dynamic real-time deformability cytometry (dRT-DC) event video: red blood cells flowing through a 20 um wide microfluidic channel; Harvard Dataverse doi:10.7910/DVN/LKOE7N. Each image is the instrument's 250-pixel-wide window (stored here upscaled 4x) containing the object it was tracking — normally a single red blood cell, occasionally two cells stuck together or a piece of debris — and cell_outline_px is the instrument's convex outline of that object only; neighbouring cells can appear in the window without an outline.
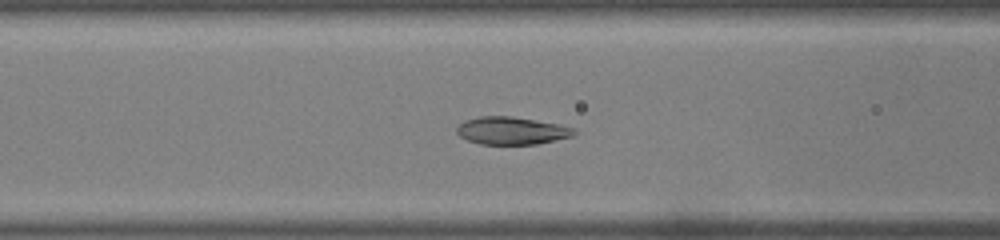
{"species": "common noctule bat (a hibernating species)", "species_latin": "Nyctalus noctula", "temperature_condition": "warm", "stored_images_in_passage": 48, "camera_frame_rate_fps": 3000, "um_per_image_px": 0.085, "animal": {"sex": "male", "body_mass_g": 19.0, "forearm_length_mm": 50.8}, "frame": {"image": 1, "passage_image": 19, "time_ms": 6.0, "image_size_px": [1000, 240], "cell_outline_px": [[576, 132], [572, 136], [536, 144], [480, 144], [468, 140], [460, 136], [456, 132], [456, 128], [464, 120], [480, 116], [512, 116], [560, 124], [576, 128]], "centroid_in_image_um": [43.49, 11.1], "position_along_channel_um": 123.1, "area_um2": 18.9}}
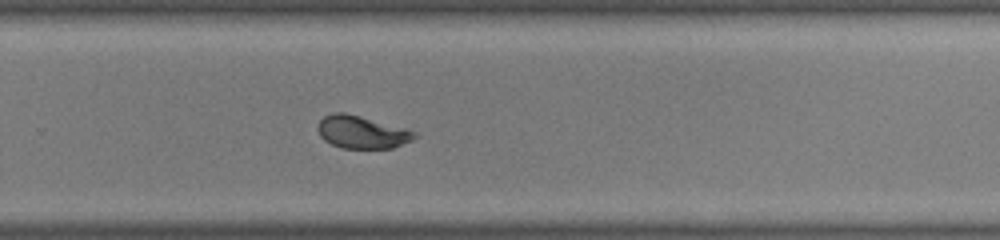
{"frame": {"image": 2, "passage_image": 32, "time_ms": 10.333, "image_size_px": [1000, 240], "cell_outline_px": [[420, 136], [412, 140], [392, 148], [340, 148], [324, 140], [320, 136], [316, 128], [320, 120], [324, 116], [332, 112], [344, 112], [408, 128], [416, 132]], "centroid_in_image_um": [30.77, 11.22], "position_along_channel_um": 299.0, "area_um2": 18.67}}
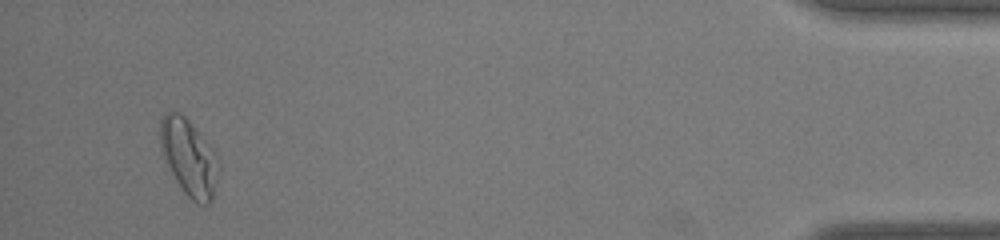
{"frame": {"image": 3, "passage_image": 46, "time_ms": 15.0, "image_size_px": [1000, 240], "cell_outline_px": [[212, 200], [208, 204], [196, 204], [184, 192], [176, 180], [160, 148], [160, 120], [168, 112], [180, 112], [196, 128], [200, 136], [208, 160], [212, 184]], "centroid_in_image_um": [15.83, 13.33], "position_along_channel_um": 419.4, "area_um2": 22.77}, "authors_computed_cell_mechanics": {"area_um2": 19.4786, "velocity_mm_per_s": 4.0686, "shape_relaxation_time_tau1_ms": 6.2593, "shape_relaxation_time_tau2_ms": null, "deformation_change_tau1": 0.1953, "deformation_change_tau2": null}}